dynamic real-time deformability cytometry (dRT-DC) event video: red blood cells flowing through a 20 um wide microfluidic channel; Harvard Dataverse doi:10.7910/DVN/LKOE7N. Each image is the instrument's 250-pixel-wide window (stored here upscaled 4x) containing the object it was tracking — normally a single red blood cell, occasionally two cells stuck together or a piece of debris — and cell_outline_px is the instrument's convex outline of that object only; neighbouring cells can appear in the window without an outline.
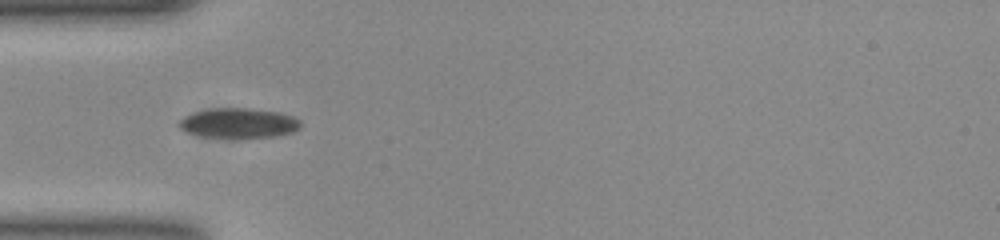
{"species": "common noctule bat (a hibernating species)", "species_latin": "Nyctalus noctula", "temperature_condition": "room temperature", "stored_images_in_passage": 9, "camera_frame_rate_fps": 3000, "um_per_image_px": 0.085, "animal": {"sex": "female", "body_mass_g": 23.0, "forearm_length_mm": 53.4}, "frame": {"image": 1, "passage_image": 3, "time_ms": 0.667, "image_size_px": [1000, 240], "cell_outline_px": [[300, 128], [292, 132], [272, 136], [204, 136], [188, 132], [180, 128], [176, 124], [184, 116], [196, 112], [216, 108], [248, 108], [280, 112], [292, 116], [300, 120]], "centroid_in_image_um": [20.29, 10.43], "position_along_channel_um": 64.7, "area_um2": 20.52}}
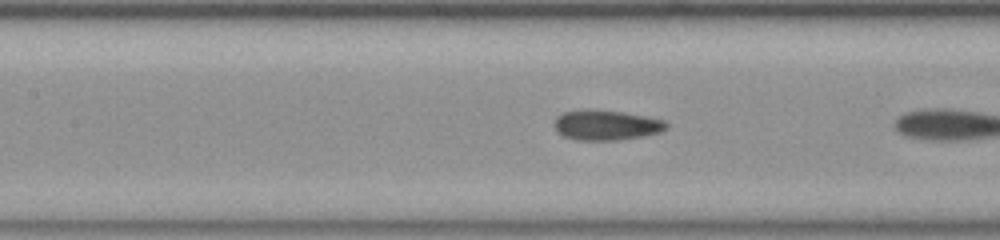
{"frame": {"image": 2, "passage_image": 8, "time_ms": 2.333, "image_size_px": [1000, 240], "cell_outline_px": [[668, 128], [660, 132], [620, 140], [576, 140], [564, 136], [556, 128], [556, 116], [564, 112], [624, 112], [664, 120], [668, 124]], "centroid_in_image_um": [51.6, 10.67], "position_along_channel_um": 155.8, "area_um2": 18.73}}